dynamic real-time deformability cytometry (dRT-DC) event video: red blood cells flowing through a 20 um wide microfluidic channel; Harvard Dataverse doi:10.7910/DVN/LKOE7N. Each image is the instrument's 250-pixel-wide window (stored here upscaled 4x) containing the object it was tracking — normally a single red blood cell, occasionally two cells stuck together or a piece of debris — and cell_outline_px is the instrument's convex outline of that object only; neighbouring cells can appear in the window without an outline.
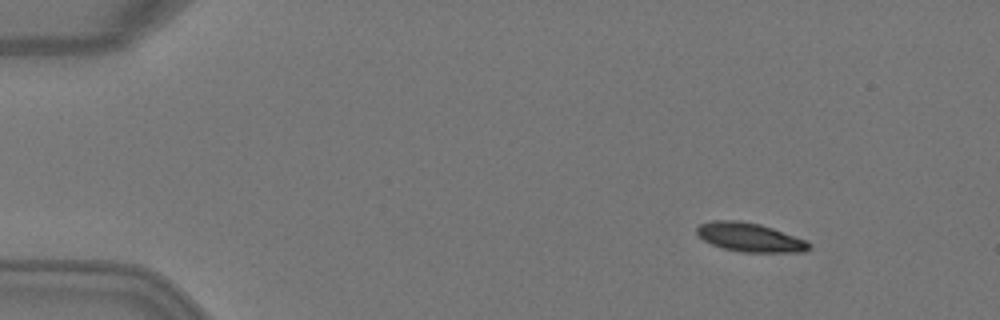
{"species": "Egyptian fruit bat (a non-hibernating species)", "species_latin": "Rousettus aegyptiacus", "temperature_condition": "warm", "stored_images_in_passage": 6, "camera_frame_rate_fps": 3000, "um_per_image_px": 0.085, "animal": {"sex": "female"}, "frame": {"image": 1, "passage_image": 2, "time_ms": 0.333, "image_size_px": [1000, 320], "cell_outline_px": [[812, 248], [804, 252], [740, 252], [724, 248], [712, 244], [704, 240], [696, 232], [696, 228], [700, 224], [712, 220], [740, 220], [760, 224], [772, 228], [804, 240], [812, 244]], "centroid_in_image_um": [63.73, 20.17], "position_along_channel_um": 21.3, "area_um2": 18.79}}
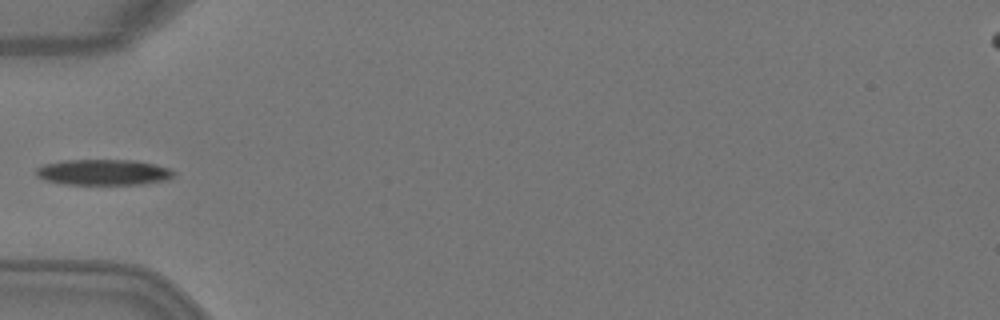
{"frame": {"image": 2, "passage_image": 5, "time_ms": 1.333, "image_size_px": [1000, 320], "cell_outline_px": [[176, 172], [168, 180], [140, 184], [64, 184], [44, 180], [36, 176], [36, 168], [44, 164], [64, 160], [136, 160], [156, 164], [168, 168]], "centroid_in_image_um": [8.79, 14.64], "position_along_channel_um": 76.2, "area_um2": 20.75}}
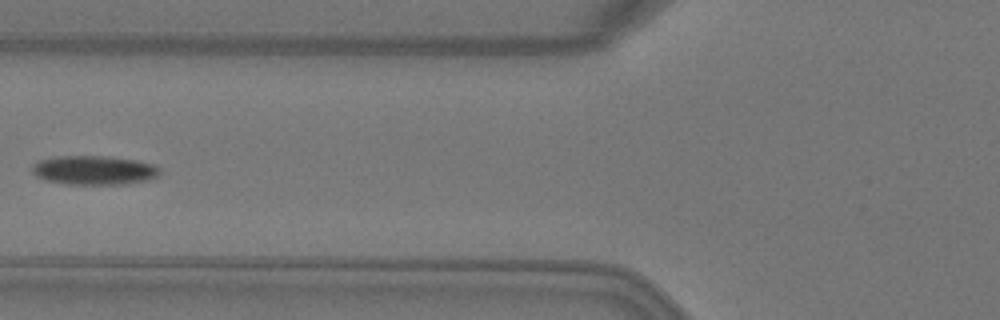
{"frame": {"image": 3, "passage_image": 6, "time_ms": 1.667, "image_size_px": [1000, 320], "cell_outline_px": [[160, 172], [156, 176], [148, 180], [124, 184], [64, 184], [44, 180], [36, 176], [32, 172], [32, 164], [40, 160], [52, 156], [104, 156], [136, 160], [152, 164], [160, 168]], "centroid_in_image_um": [7.95, 14.46], "position_along_channel_um": 117.9, "area_um2": 21.73}}